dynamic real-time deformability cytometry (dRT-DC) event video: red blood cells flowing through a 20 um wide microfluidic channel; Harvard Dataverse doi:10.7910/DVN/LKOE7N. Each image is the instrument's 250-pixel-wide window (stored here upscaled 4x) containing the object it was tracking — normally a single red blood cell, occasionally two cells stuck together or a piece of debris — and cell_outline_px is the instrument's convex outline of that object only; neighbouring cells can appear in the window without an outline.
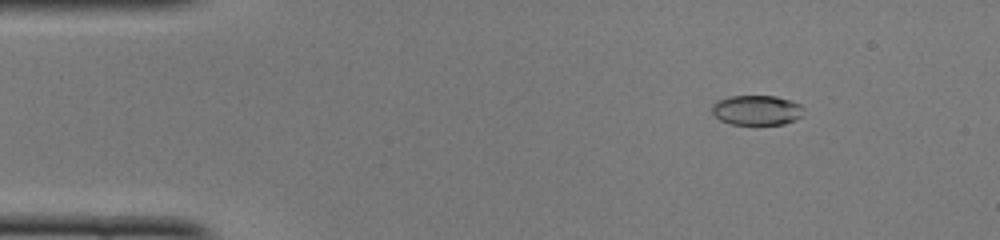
{"species": "common noctule bat (a hibernating species)", "species_latin": "Nyctalus noctula", "temperature_condition": "cold", "stored_images_in_passage": 50, "camera_frame_rate_fps": 3000, "um_per_image_px": 0.085, "animal": {"sex": "female", "body_mass_g": 22.0, "forearm_length_mm": 56.7}, "frame": {"image": 1, "passage_image": 6, "time_ms": 1.667, "image_size_px": [1000, 240], "cell_outline_px": [[804, 108], [800, 116], [796, 120], [784, 124], [732, 124], [720, 120], [712, 112], [712, 104], [716, 100], [728, 96], [776, 96], [792, 100], [800, 104]], "centroid_in_image_um": [64.32, 9.35], "position_along_channel_um": 20.7, "area_um2": 16.07}}
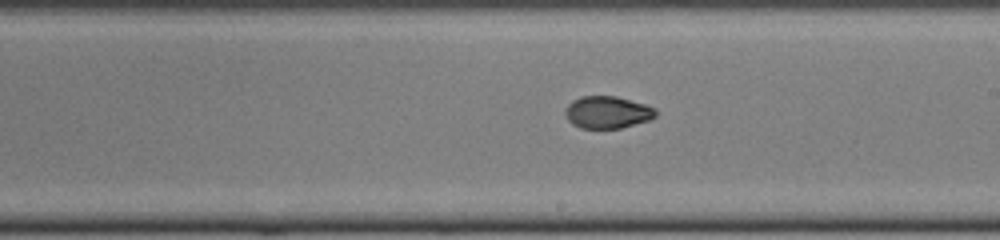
{"frame": {"image": 2, "passage_image": 28, "time_ms": 9.0, "image_size_px": [1000, 240], "cell_outline_px": [[656, 116], [648, 120], [620, 128], [580, 128], [572, 124], [568, 120], [564, 112], [568, 104], [572, 100], [580, 96], [616, 96], [644, 104], [656, 108]], "centroid_in_image_um": [51.6, 9.54], "position_along_channel_um": 237.4, "area_um2": 16.94}}
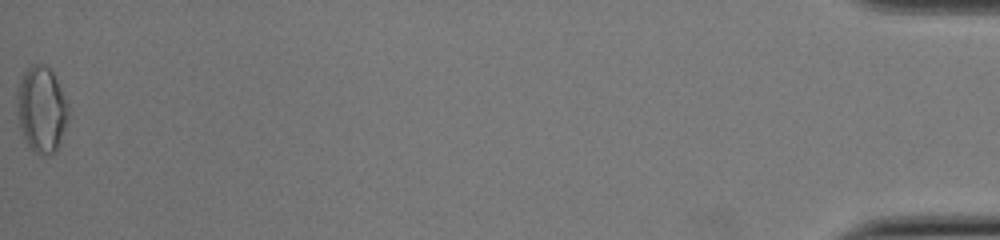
{"frame": {"image": 3, "passage_image": 50, "time_ms": 16.333, "image_size_px": [1000, 240], "cell_outline_px": [[68, 120], [56, 152], [52, 156], [40, 156], [28, 148], [20, 128], [16, 112], [16, 88], [24, 72], [32, 64], [44, 64], [52, 72], [68, 104]], "centroid_in_image_um": [3.5, 9.35], "position_along_channel_um": 431.7, "area_um2": 26.18}, "authors_computed_cell_mechanics": {"area_um2": 17.5134, "velocity_mm_per_s": 4.0059, "shape_relaxation_time_tau1_ms": 6.0838, "shape_relaxation_time_tau2_ms": 1.4087, "deformation_change_tau1": 0.1907, "deformation_change_tau2": 0.0422}}